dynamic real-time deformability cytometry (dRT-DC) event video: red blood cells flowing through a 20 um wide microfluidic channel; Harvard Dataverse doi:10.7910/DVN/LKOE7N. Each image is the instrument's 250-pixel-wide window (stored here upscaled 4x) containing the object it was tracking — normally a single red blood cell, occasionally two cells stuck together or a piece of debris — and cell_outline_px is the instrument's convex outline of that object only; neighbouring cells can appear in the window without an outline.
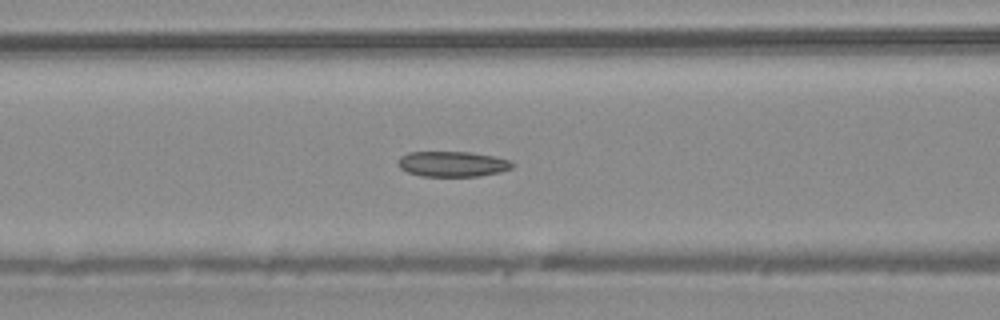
{"species": "common noctule bat (a hibernating species)", "species_latin": "Nyctalus noctula", "temperature_condition": "warm", "stored_images_in_passage": 44, "camera_frame_rate_fps": 3000, "um_per_image_px": 0.085, "animal": {"sex": "male", "body_mass_g": 20.4}, "frame": {"image": 1, "passage_image": 15, "time_ms": 4.667, "image_size_px": [1000, 320], "cell_outline_px": [[516, 164], [512, 168], [500, 172], [480, 176], [420, 176], [408, 172], [400, 168], [396, 164], [396, 160], [400, 156], [408, 152], [472, 152], [512, 160]], "centroid_in_image_um": [38.46, 13.93], "position_along_channel_um": 128.1, "area_um2": 17.17}}
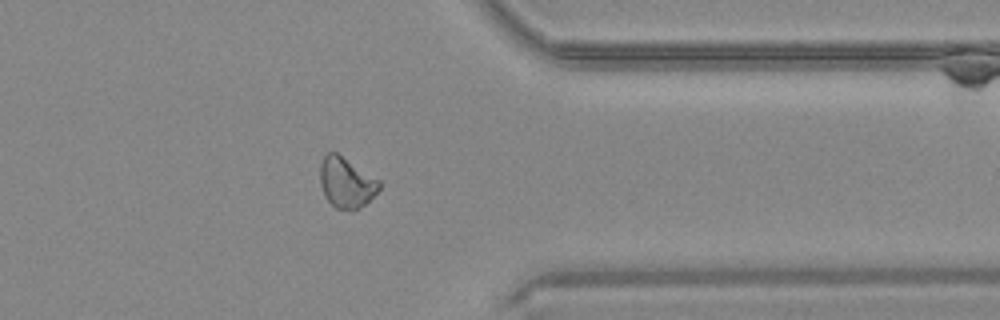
{"frame": {"image": 2, "passage_image": 34, "time_ms": 11.0, "image_size_px": [1000, 320], "cell_outline_px": [[380, 188], [364, 204], [352, 212], [336, 208], [324, 196], [320, 184], [320, 164], [324, 156], [328, 152], [336, 152], [380, 180]], "centroid_in_image_um": [29.41, 15.52], "position_along_channel_um": 382.0, "area_um2": 17.34}}
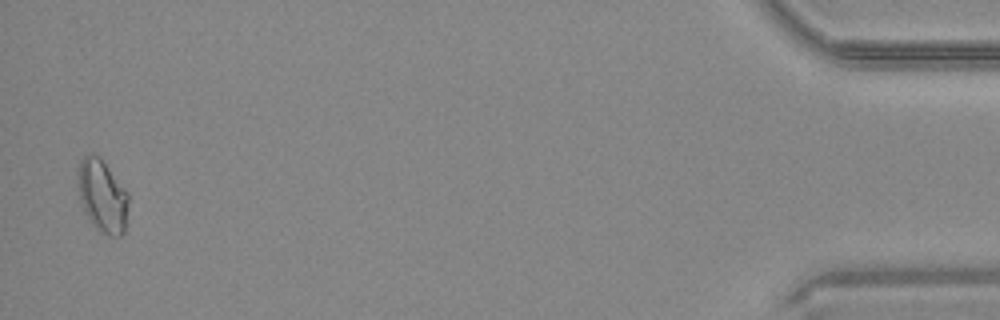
{"frame": {"image": 3, "passage_image": 43, "time_ms": 14.0, "image_size_px": [1000, 320], "cell_outline_px": [[128, 200], [124, 232], [120, 236], [108, 236], [100, 232], [92, 224], [84, 212], [80, 200], [76, 172], [80, 160], [84, 156], [92, 152], [100, 156], [128, 192]], "centroid_in_image_um": [8.67, 16.63], "position_along_channel_um": 426.5, "area_um2": 21.73}, "authors_computed_cell_mechanics": {"area_um2": 17.5423, "velocity_mm_per_s": 4.1531, "shape_relaxation_time_tau1_ms": null, "shape_relaxation_time_tau2_ms": 6.0679, "deformation_change_tau1": null, "deformation_change_tau2": 0.1409}}